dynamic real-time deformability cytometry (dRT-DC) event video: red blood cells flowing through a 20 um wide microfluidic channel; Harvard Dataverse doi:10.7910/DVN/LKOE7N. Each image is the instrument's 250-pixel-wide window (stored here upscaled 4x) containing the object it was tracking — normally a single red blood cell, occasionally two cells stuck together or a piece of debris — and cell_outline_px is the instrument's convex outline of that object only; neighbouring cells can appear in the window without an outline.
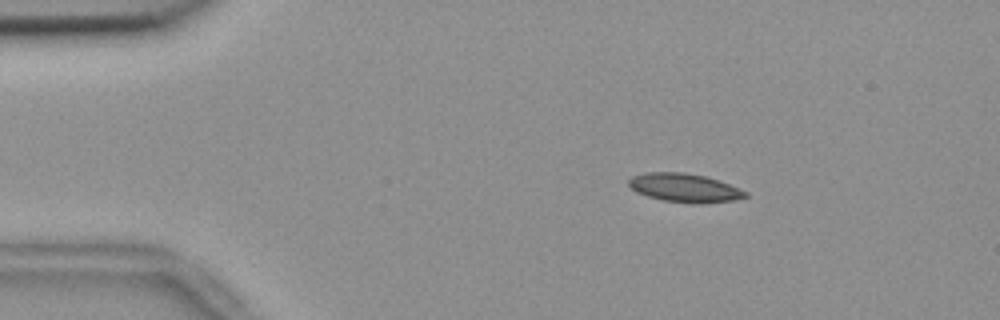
{"species": "common noctule bat (a hibernating species)", "species_latin": "Nyctalus noctula", "temperature_condition": "room temperature", "stored_images_in_passage": 54, "camera_frame_rate_fps": 3000, "um_per_image_px": 0.085, "animal": {"sex": "female", "body_mass_g": 18.4}, "frame": {"image": 1, "passage_image": 8, "time_ms": 2.333, "image_size_px": [1000, 320], "cell_outline_px": [[748, 196], [732, 200], [696, 204], [692, 204], [664, 200], [648, 196], [636, 192], [628, 184], [628, 180], [632, 176], [644, 172], [684, 172], [704, 176], [728, 184], [748, 192]], "centroid_in_image_um": [58.15, 15.96], "position_along_channel_um": 26.9, "area_um2": 19.31}}
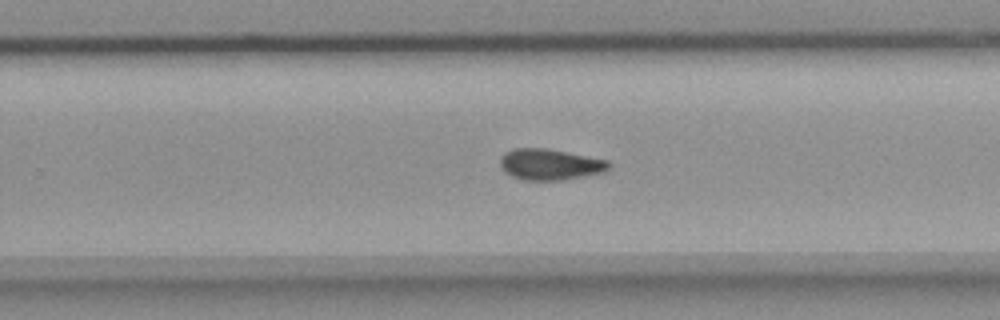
{"frame": {"image": 2, "passage_image": 34, "time_ms": 11.0, "image_size_px": [1000, 320], "cell_outline_px": [[612, 164], [604, 172], [564, 180], [524, 180], [512, 176], [500, 164], [500, 156], [504, 152], [512, 148], [548, 148], [608, 160]], "centroid_in_image_um": [46.76, 13.96], "position_along_channel_um": 283.0, "area_um2": 19.71}}
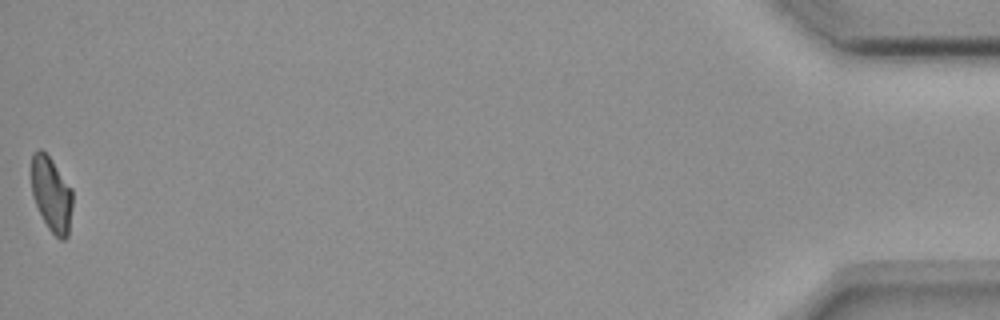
{"frame": {"image": 3, "passage_image": 54, "time_ms": 17.667, "image_size_px": [1000, 320], "cell_outline_px": [[72, 204], [68, 236], [64, 240], [60, 240], [48, 228], [36, 204], [32, 192], [32, 152], [40, 148], [52, 160], [72, 188]], "centroid_in_image_um": [4.39, 16.51], "position_along_channel_um": 430.8, "area_um2": 17.74}, "authors_computed_cell_mechanics": {"area_um2": 19.2763, "velocity_mm_per_s": 3.6814, "shape_relaxation_time_tau1_ms": null, "shape_relaxation_time_tau2_ms": 3.0817, "deformation_change_tau1": null, "deformation_change_tau2": 0.0843}}